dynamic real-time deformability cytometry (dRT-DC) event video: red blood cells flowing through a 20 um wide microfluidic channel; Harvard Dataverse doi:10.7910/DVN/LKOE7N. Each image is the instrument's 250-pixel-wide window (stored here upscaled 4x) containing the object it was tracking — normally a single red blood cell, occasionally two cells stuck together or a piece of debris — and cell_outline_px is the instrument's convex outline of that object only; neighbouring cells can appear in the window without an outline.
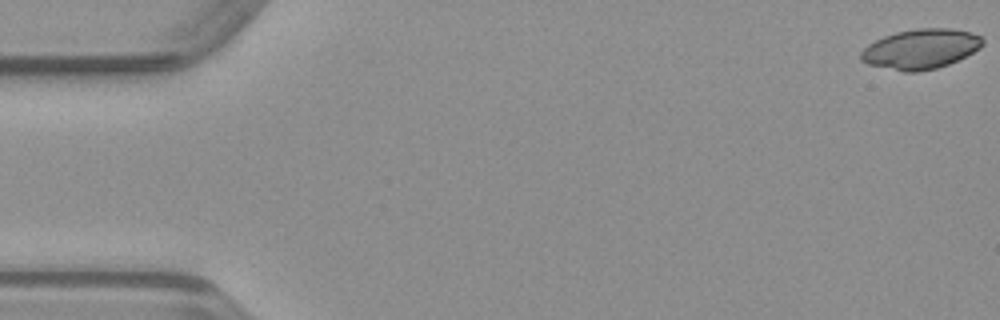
{"species": "common noctule bat (a hibernating species)", "species_latin": "Nyctalus noctula", "temperature_condition": "warm", "stored_images_in_passage": 49, "camera_frame_rate_fps": 3000, "um_per_image_px": 0.085, "animal": {"sex": "male", "body_mass_g": 23.1, "forearm_length_mm": 52.7}, "frame": {"image": 1, "passage_image": 1, "time_ms": 0.0, "image_size_px": [1000, 320], "cell_outline_px": [[984, 44], [980, 48], [948, 64], [936, 68], [916, 72], [904, 72], [868, 64], [860, 60], [860, 52], [868, 44], [884, 36], [896, 32], [916, 28], [948, 28], [968, 32], [980, 36], [984, 40]], "centroid_in_image_um": [78.23, 4.16], "position_along_channel_um": 6.8, "area_um2": 28.09}}
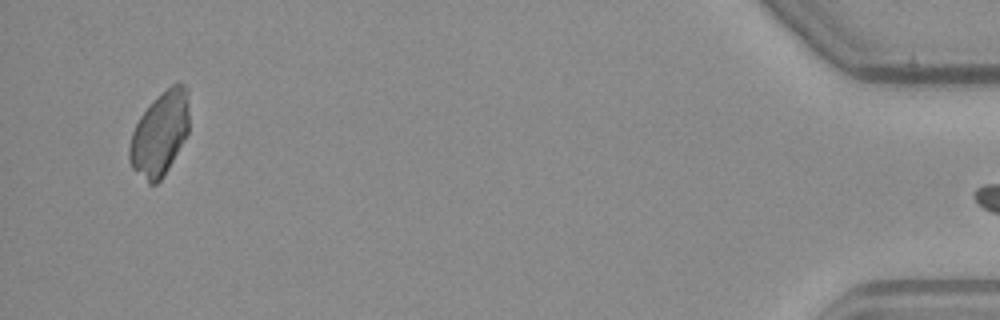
{"frame": {"image": 2, "passage_image": 48, "time_ms": 15.667, "image_size_px": [1000, 320], "cell_outline_px": [[188, 132], [164, 176], [156, 184], [148, 184], [132, 168], [128, 160], [128, 148], [132, 132], [140, 116], [172, 84], [180, 80], [188, 88]], "centroid_in_image_um": [13.58, 11.39], "position_along_channel_um": 421.6, "area_um2": 28.9}}